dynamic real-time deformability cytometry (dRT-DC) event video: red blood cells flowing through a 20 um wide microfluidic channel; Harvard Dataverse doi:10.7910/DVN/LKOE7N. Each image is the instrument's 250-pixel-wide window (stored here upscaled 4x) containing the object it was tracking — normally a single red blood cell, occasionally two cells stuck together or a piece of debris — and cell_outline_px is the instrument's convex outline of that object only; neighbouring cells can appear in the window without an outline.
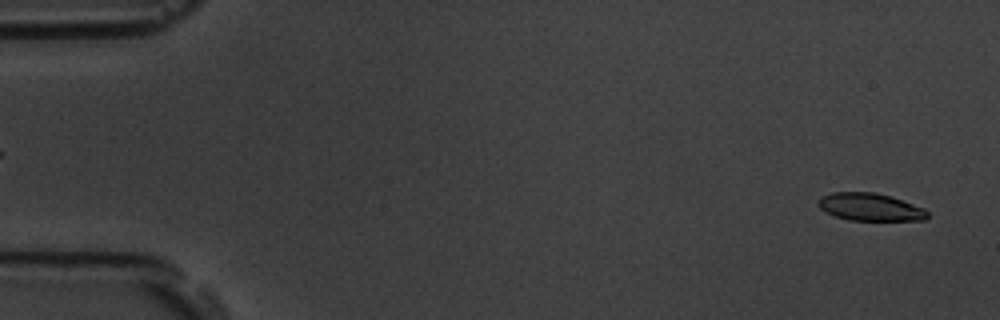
{"species": "common noctule bat (a hibernating species)", "species_latin": "Nyctalus noctula", "temperature_condition": "room temperature", "stored_images_in_passage": 56, "camera_frame_rate_fps": 3000, "um_per_image_px": 0.085, "animal": {"sex": "male", "body_mass_g": 19.5, "forearm_length_mm": 54.6}, "frame": {"image": 1, "passage_image": 2, "time_ms": 0.333, "image_size_px": [1000, 320], "cell_outline_px": [[928, 216], [924, 220], [848, 220], [836, 216], [820, 208], [820, 196], [832, 192], [872, 192], [892, 196], [924, 208], [928, 212]], "centroid_in_image_um": [73.99, 17.59], "position_along_channel_um": 11.0, "area_um2": 17.4}}
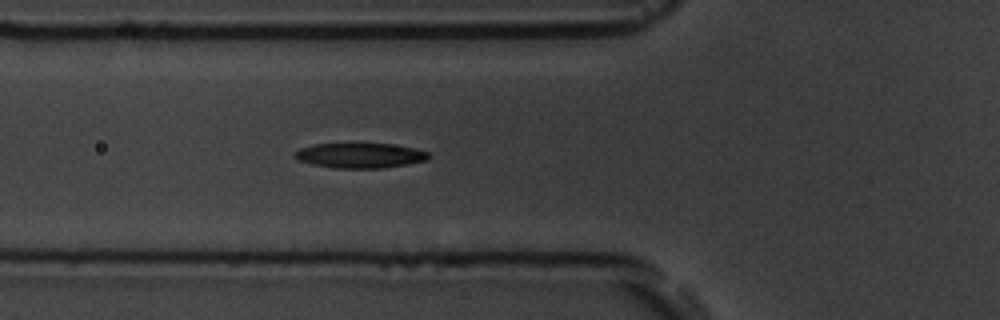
{"frame": {"image": 2, "passage_image": 20, "time_ms": 6.333, "image_size_px": [1000, 320], "cell_outline_px": [[428, 160], [408, 164], [384, 168], [336, 168], [312, 164], [296, 160], [292, 156], [292, 152], [300, 148], [312, 144], [388, 144], [416, 148], [428, 152]], "centroid_in_image_um": [30.55, 13.22], "position_along_channel_um": 95.3, "area_um2": 19.59}}
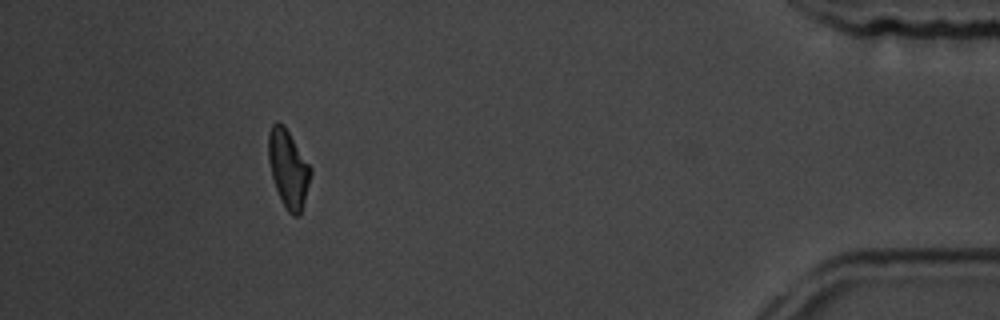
{"frame": {"image": 3, "passage_image": 51, "time_ms": 16.667, "image_size_px": [1000, 320], "cell_outline_px": [[312, 172], [300, 216], [292, 216], [284, 208], [276, 188], [272, 176], [268, 160], [268, 132], [272, 124], [276, 120], [284, 124], [312, 168]], "centroid_in_image_um": [24.5, 14.32], "position_along_channel_um": 410.7, "area_um2": 19.31}, "authors_computed_cell_mechanics": {"area_um2": 19.5364, "velocity_mm_per_s": 3.6247, "shape_relaxation_time_tau1_ms": 3.7172, "shape_relaxation_time_tau2_ms": 7.5537, "deformation_change_tau1": 0.1406, "deformation_change_tau2": 0.1548}}